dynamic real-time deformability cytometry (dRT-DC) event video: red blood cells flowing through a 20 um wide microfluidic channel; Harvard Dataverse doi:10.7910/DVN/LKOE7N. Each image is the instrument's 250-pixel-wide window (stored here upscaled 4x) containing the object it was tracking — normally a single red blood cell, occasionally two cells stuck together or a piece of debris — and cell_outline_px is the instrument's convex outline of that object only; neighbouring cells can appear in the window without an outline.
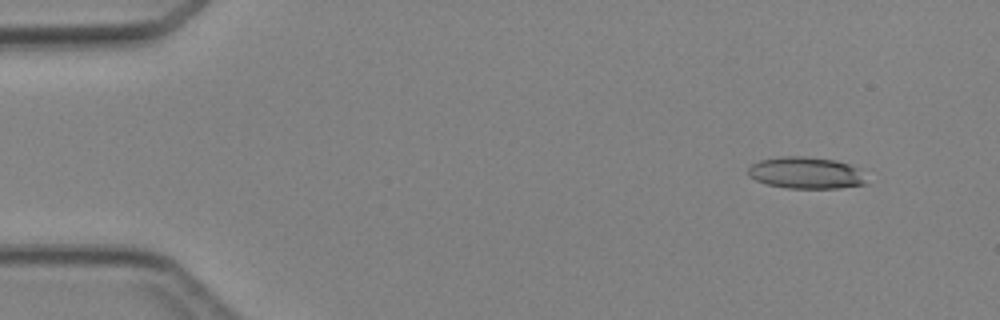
{"species": "Egyptian fruit bat (a non-hibernating species)", "species_latin": "Rousettus aegyptiacus", "temperature_condition": "cold", "stored_images_in_passage": 4, "camera_frame_rate_fps": 3000, "um_per_image_px": 0.085, "animal": {"sex": "female"}, "frame": {"image": 1, "passage_image": 1, "time_ms": 0.0, "image_size_px": [1000, 320], "cell_outline_px": [[868, 184], [840, 188], [788, 188], [768, 184], [756, 180], [748, 176], [748, 168], [752, 164], [760, 160], [780, 156], [804, 156], [836, 160], [860, 168]], "centroid_in_image_um": [68.53, 14.69], "position_along_channel_um": 16.5, "area_um2": 22.02}}
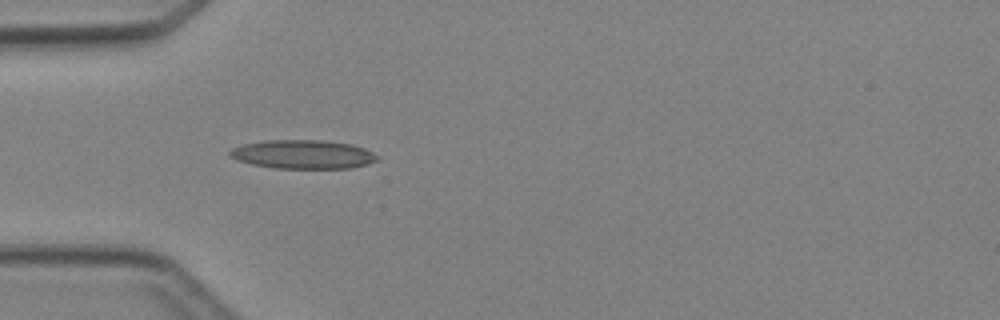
{"frame": {"image": 2, "passage_image": 4, "time_ms": 3.333, "image_size_px": [1000, 320], "cell_outline_px": [[380, 160], [368, 164], [352, 168], [276, 168], [252, 164], [236, 160], [228, 156], [228, 152], [232, 148], [244, 144], [268, 140], [320, 140], [352, 144], [364, 148], [380, 156]], "centroid_in_image_um": [25.78, 13.12], "position_along_channel_um": 59.2, "area_um2": 24.85}}